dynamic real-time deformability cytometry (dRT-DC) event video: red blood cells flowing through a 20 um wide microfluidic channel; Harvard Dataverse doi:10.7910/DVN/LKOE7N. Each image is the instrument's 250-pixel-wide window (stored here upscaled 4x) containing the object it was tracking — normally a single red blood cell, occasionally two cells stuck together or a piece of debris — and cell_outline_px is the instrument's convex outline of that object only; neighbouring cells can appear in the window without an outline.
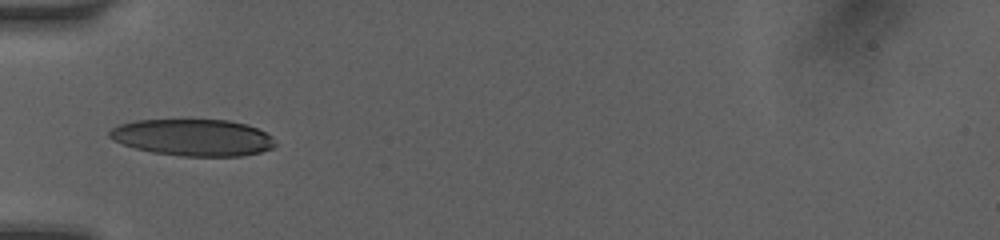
{"species": "human", "species_latin": "Homo sapiens", "temperature_condition": "room temperature", "stored_images_in_passage": 13, "camera_frame_rate_fps": 3000, "um_per_image_px": 0.085, "donor": {"sex": "female"}, "frame": {"image": 1, "passage_image": 1, "time_ms": 0.0, "image_size_px": [1000, 240], "cell_outline_px": [[276, 144], [272, 148], [260, 152], [240, 156], [180, 156], [152, 152], [136, 148], [112, 140], [108, 136], [108, 132], [112, 128], [120, 124], [136, 120], [228, 120], [244, 124], [256, 128], [272, 136]], "centroid_in_image_um": [16.39, 11.69], "position_along_channel_um": 68.6, "area_um2": 35.32}}
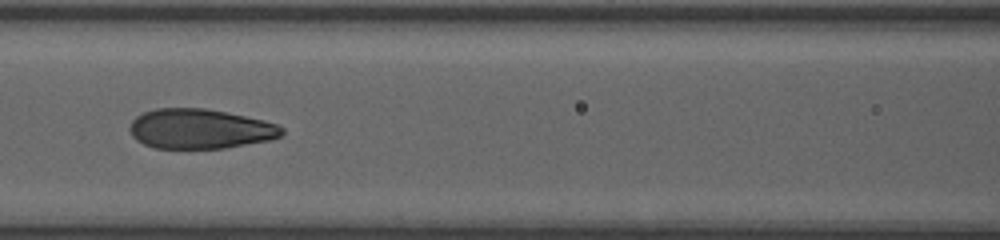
{"frame": {"image": 2, "passage_image": 8, "time_ms": 2.0, "image_size_px": [1000, 240], "cell_outline_px": [[284, 132], [280, 136], [272, 140], [224, 148], [152, 148], [136, 140], [132, 136], [128, 128], [132, 120], [136, 116], [144, 112], [156, 108], [204, 108], [244, 116], [276, 124], [284, 128]], "centroid_in_image_um": [16.97, 10.96], "position_along_channel_um": 149.6, "area_um2": 35.26}}
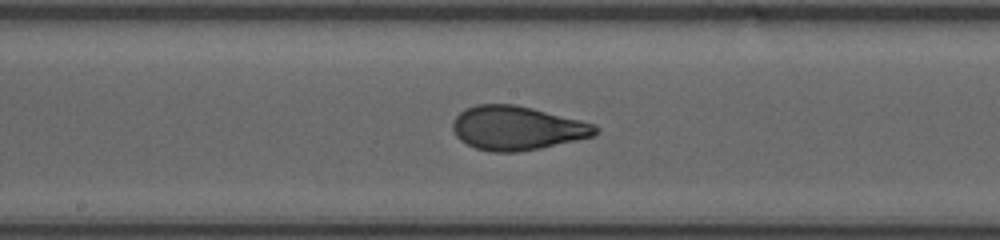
{"frame": {"image": 3, "passage_image": 12, "time_ms": 3.333, "image_size_px": [1000, 240], "cell_outline_px": [[600, 132], [592, 136], [576, 140], [540, 148], [520, 152], [492, 152], [476, 148], [460, 140], [456, 136], [452, 128], [452, 124], [456, 116], [464, 108], [476, 104], [516, 104], [596, 124], [600, 128]], "centroid_in_image_um": [43.94, 10.88], "position_along_channel_um": 204.3, "area_um2": 36.65}}